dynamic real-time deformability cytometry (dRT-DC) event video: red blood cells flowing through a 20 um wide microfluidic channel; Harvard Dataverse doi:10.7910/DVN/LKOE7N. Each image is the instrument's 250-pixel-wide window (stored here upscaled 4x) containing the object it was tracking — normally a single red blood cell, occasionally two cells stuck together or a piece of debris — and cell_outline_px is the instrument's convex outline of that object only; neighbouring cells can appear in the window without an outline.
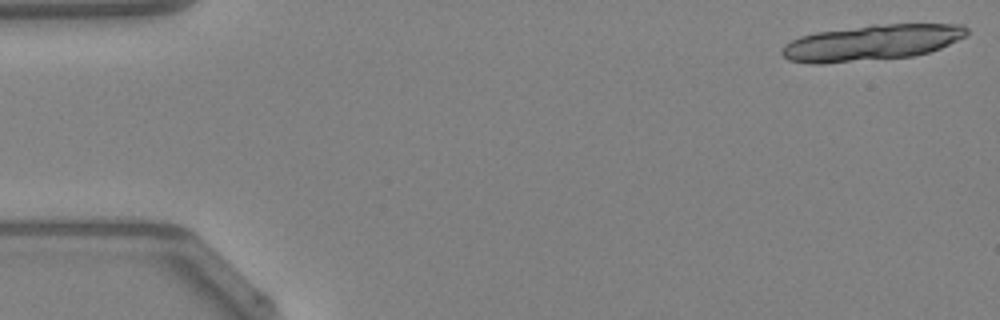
{"species": "Egyptian fruit bat (a non-hibernating species)", "species_latin": "Rousettus aegyptiacus", "temperature_condition": "warm", "stored_images_in_passage": 33, "camera_frame_rate_fps": 3000, "um_per_image_px": 0.085, "animal": {"sex": "female"}, "frame": {"image": 1, "passage_image": 1, "time_ms": 0.0, "image_size_px": [1000, 320], "cell_outline_px": [[968, 36], [940, 48], [928, 52], [912, 56], [824, 64], [816, 64], [788, 60], [780, 52], [780, 48], [784, 44], [800, 36], [816, 32], [872, 24], [964, 24], [968, 28]], "centroid_in_image_um": [74.09, 3.62], "position_along_channel_um": 10.9, "area_um2": 38.78}}